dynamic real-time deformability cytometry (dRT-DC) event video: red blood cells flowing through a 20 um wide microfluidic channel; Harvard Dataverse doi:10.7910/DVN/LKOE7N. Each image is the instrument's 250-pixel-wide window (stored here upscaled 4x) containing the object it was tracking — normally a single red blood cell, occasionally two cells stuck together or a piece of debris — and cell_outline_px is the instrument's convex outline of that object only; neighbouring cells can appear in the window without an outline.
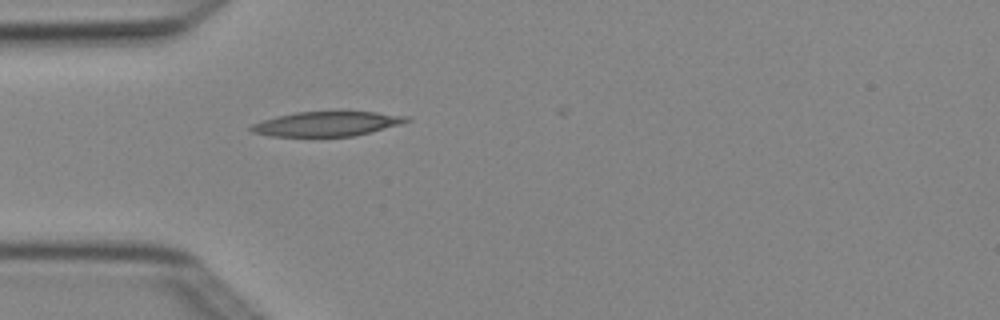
{"species": "Egyptian fruit bat (a non-hibernating species)", "species_latin": "Rousettus aegyptiacus", "temperature_condition": "cold", "stored_images_in_passage": 1, "camera_frame_rate_fps": 3000, "um_per_image_px": 0.085, "animal": {"sex": "female"}, "frame": {"image": 1, "passage_image": 1, "time_ms": 0.0, "image_size_px": [1000, 320], "cell_outline_px": [[412, 120], [400, 124], [352, 136], [268, 136], [252, 132], [248, 128], [252, 124], [260, 120], [276, 116], [296, 112], [376, 112], [408, 116]], "centroid_in_image_um": [27.72, 10.52], "position_along_channel_um": 57.3, "area_um2": 22.14}}